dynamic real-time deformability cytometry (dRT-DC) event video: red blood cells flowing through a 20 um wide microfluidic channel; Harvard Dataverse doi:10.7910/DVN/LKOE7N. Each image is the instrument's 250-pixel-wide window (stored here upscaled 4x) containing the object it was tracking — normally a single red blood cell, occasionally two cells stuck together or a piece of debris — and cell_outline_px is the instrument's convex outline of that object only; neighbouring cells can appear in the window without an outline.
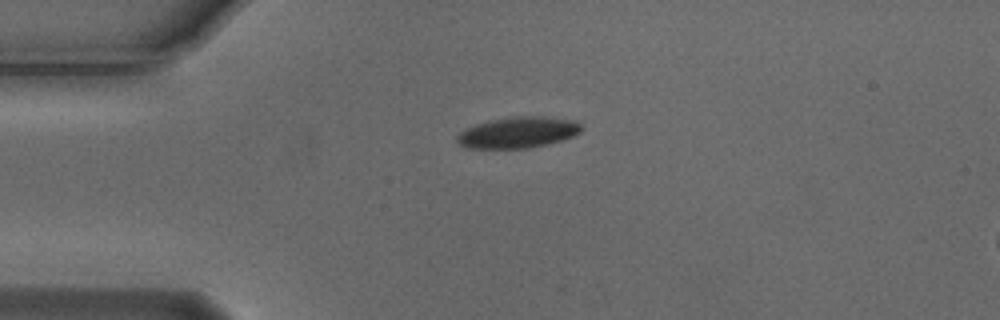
{"species": "Egyptian fruit bat (a non-hibernating species)", "species_latin": "Rousettus aegyptiacus", "temperature_condition": "cold", "stored_images_in_passage": 3, "segment_of_instrument_passage": [1, 2], "camera_frame_rate_fps": 3000, "um_per_image_px": 0.085, "animal": {"sex": "male"}, "frame": {"image": 1, "passage_image": 1, "time_ms": 0.0, "image_size_px": [1000, 320], "cell_outline_px": [[584, 128], [580, 132], [572, 136], [548, 144], [528, 148], [464, 148], [456, 140], [456, 136], [460, 132], [476, 124], [488, 120], [516, 116], [544, 116], [576, 120]], "centroid_in_image_um": [44.04, 11.25], "position_along_channel_um": 41.0, "area_um2": 22.6}}